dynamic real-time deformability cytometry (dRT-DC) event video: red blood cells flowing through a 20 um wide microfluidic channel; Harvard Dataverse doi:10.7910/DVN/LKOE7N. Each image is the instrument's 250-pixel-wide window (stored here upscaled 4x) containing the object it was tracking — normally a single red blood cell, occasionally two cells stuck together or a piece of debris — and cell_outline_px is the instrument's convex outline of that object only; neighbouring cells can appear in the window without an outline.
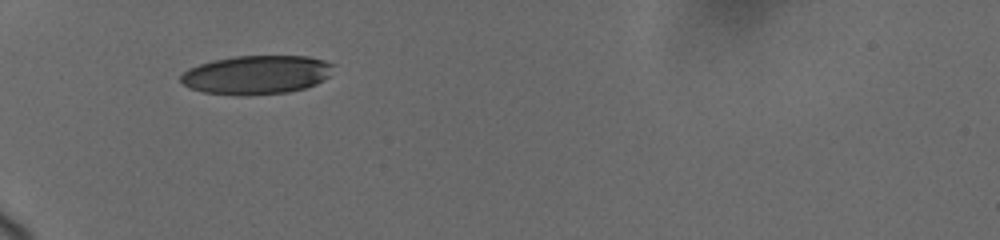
{"species": "human", "species_latin": "Homo sapiens", "temperature_condition": "cold", "stored_images_in_passage": 8, "camera_frame_rate_fps": 3000, "um_per_image_px": 0.085, "donor": {"sex": "female"}, "frame": {"image": 1, "passage_image": 1, "time_ms": 0.0, "image_size_px": [1000, 240], "cell_outline_px": [[332, 64], [328, 76], [324, 80], [316, 84], [304, 88], [288, 92], [248, 96], [236, 96], [204, 92], [192, 88], [184, 84], [180, 80], [180, 76], [188, 68], [212, 60], [236, 56], [308, 56], [324, 60]], "centroid_in_image_um": [21.78, 6.36], "position_along_channel_um": 63.2, "area_um2": 34.51}}
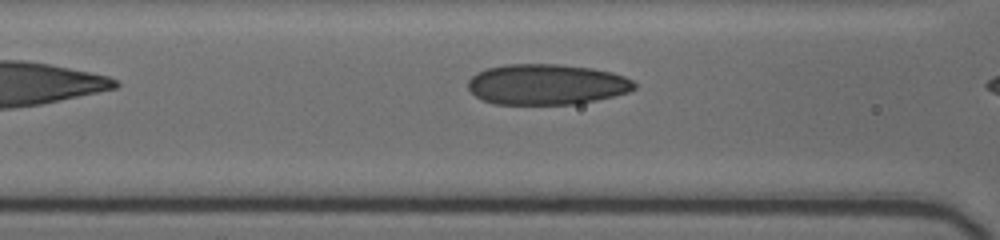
{"frame": {"image": 2, "passage_image": 4, "time_ms": 0.667, "image_size_px": [1000, 240], "cell_outline_px": [[636, 88], [628, 92], [596, 100], [576, 104], [492, 104], [476, 96], [468, 88], [468, 80], [476, 72], [488, 68], [504, 64], [556, 64], [592, 68], [612, 72], [624, 76], [632, 80], [636, 84]], "centroid_in_image_um": [46.45, 7.17], "position_along_channel_um": 120.1, "area_um2": 39.42}}